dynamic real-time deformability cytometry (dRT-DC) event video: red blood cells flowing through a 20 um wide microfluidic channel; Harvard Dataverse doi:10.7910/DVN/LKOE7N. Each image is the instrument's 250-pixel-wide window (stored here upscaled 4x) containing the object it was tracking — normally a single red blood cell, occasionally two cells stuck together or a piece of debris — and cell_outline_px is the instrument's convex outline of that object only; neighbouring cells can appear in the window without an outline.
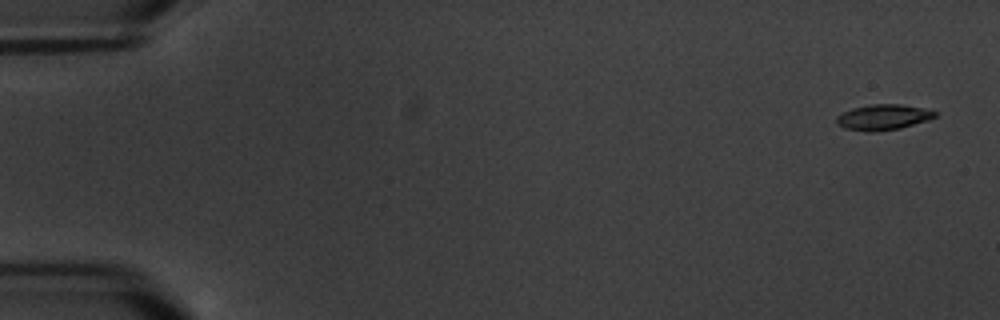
{"species": "common noctule bat (a hibernating species)", "species_latin": "Nyctalus noctula", "temperature_condition": "warm", "stored_images_in_passage": 11, "camera_frame_rate_fps": 3000, "um_per_image_px": 0.085, "animal": {"sex": "male", "body_mass_g": 20.1, "forearm_length_mm": 53.5}, "frame": {"image": 1, "passage_image": 1, "time_ms": 0.0, "image_size_px": [1000, 320], "cell_outline_px": [[936, 116], [928, 120], [900, 128], [876, 132], [868, 132], [844, 128], [836, 124], [836, 116], [852, 108], [872, 104], [900, 104], [920, 108], [936, 112]], "centroid_in_image_um": [75.02, 9.97], "position_along_channel_um": 10.0, "area_um2": 14.57}}
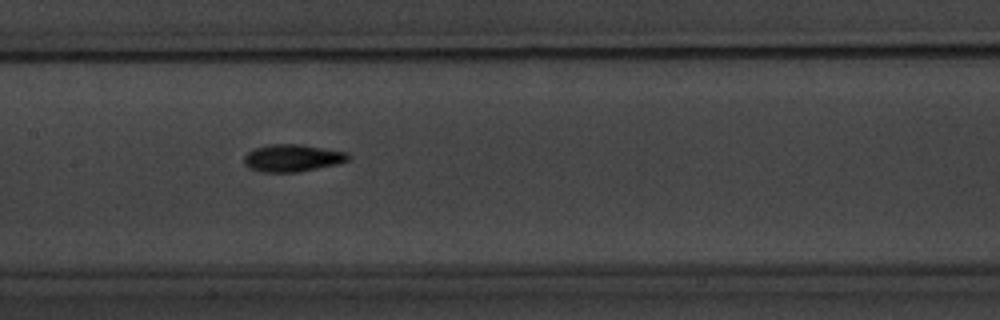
{"frame": {"image": 2, "passage_image": 9, "time_ms": 9.333, "image_size_px": [1000, 320], "cell_outline_px": [[352, 156], [348, 160], [336, 164], [296, 172], [260, 172], [248, 168], [244, 164], [244, 156], [252, 148], [268, 144], [300, 144], [348, 152]], "centroid_in_image_um": [24.82, 13.42], "position_along_channel_um": 182.6, "area_um2": 16.7}}
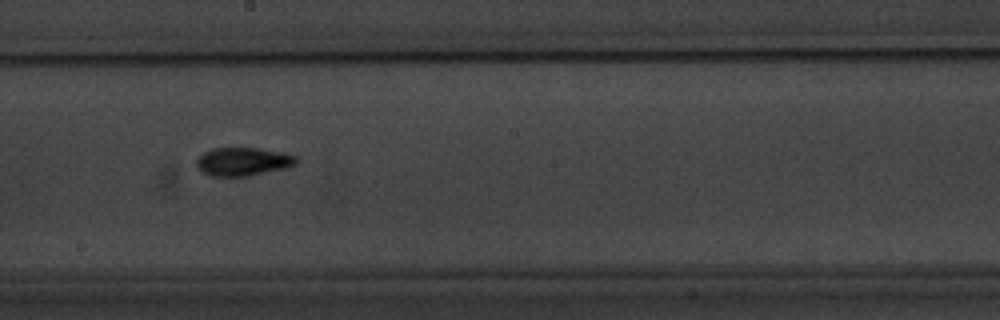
{"frame": {"image": 3, "passage_image": 10, "time_ms": 10.667, "image_size_px": [1000, 320], "cell_outline_px": [[296, 164], [288, 168], [248, 176], [212, 176], [200, 172], [196, 168], [196, 160], [204, 152], [212, 148], [260, 148], [280, 152], [296, 156]], "centroid_in_image_um": [20.62, 13.74], "position_along_channel_um": 227.6, "area_um2": 16.59}}